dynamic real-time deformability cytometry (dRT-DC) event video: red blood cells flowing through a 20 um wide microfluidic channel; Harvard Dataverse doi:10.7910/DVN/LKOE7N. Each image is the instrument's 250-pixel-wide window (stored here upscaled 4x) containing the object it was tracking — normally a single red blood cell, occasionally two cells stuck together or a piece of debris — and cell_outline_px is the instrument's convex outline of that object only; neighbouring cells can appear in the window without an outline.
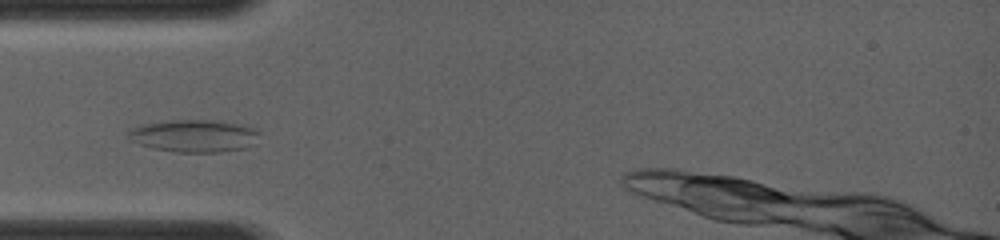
{"species": "common noctule bat (a hibernating species)", "species_latin": "Nyctalus noctula", "temperature_condition": "room temperature", "stored_images_in_passage": 28, "camera_frame_rate_fps": 4000, "um_per_image_px": 0.085, "animal": {"sex": "female", "body_mass_g": 19.0, "forearm_length_mm": 56.7}, "frame": {"image": 1, "passage_image": 3, "time_ms": 0.75, "image_size_px": [1000, 240], "cell_outline_px": [[260, 132], [256, 144], [244, 148], [220, 152], [176, 152], [152, 148], [140, 144], [124, 136], [124, 132], [128, 128], [160, 120], [216, 120], [240, 124], [256, 128]], "centroid_in_image_um": [16.46, 11.53], "position_along_channel_um": 68.5, "area_um2": 25.37}}
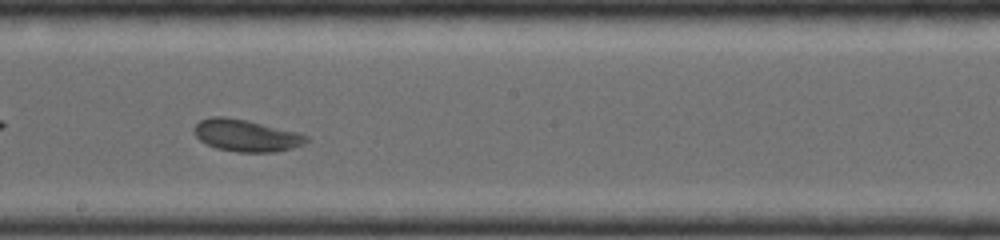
{"frame": {"image": 2, "passage_image": 12, "time_ms": 4.25, "image_size_px": [1000, 240], "cell_outline_px": [[308, 140], [304, 144], [292, 148], [276, 152], [236, 152], [216, 148], [200, 140], [192, 132], [192, 128], [200, 120], [212, 116], [224, 116], [248, 120], [296, 132], [308, 136]], "centroid_in_image_um": [20.89, 11.51], "position_along_channel_um": 227.3, "area_um2": 20.98}}
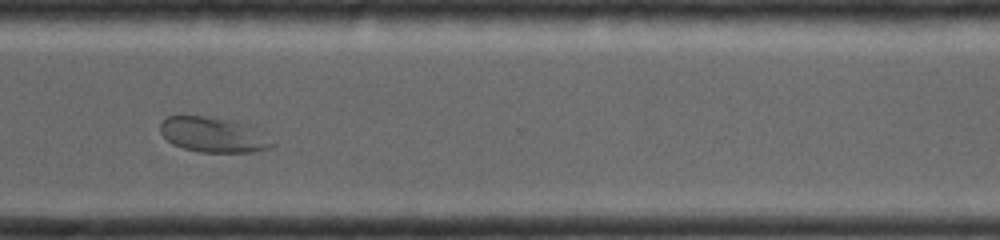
{"frame": {"image": 3, "passage_image": 23, "time_ms": 7.0, "image_size_px": [1000, 240], "cell_outline_px": [[276, 144], [268, 148], [252, 152], [200, 152], [184, 148], [172, 144], [160, 132], [160, 120], [168, 116], [204, 116], [232, 120], [248, 124]], "centroid_in_image_um": [18.09, 11.45], "position_along_channel_um": 352.5, "area_um2": 22.77}}